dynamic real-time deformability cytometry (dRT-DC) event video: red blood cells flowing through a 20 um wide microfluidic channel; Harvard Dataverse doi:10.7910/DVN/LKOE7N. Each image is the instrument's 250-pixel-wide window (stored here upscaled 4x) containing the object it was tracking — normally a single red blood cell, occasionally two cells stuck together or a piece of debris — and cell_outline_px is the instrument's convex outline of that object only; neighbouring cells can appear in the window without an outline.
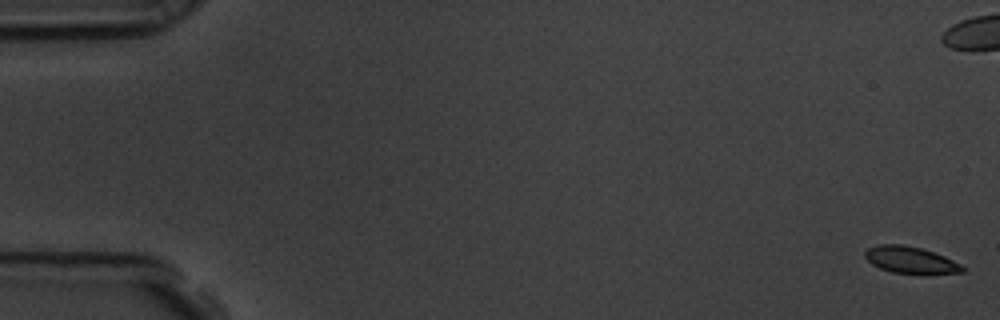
{"species": "common noctule bat (a hibernating species)", "species_latin": "Nyctalus noctula", "temperature_condition": "room temperature", "stored_images_in_passage": 59, "camera_frame_rate_fps": 3000, "um_per_image_px": 0.085, "animal": {"sex": "male", "body_mass_g": 19.5, "forearm_length_mm": 54.6}, "frame": {"image": 1, "passage_image": 1, "time_ms": 0.0, "image_size_px": [1000, 320], "cell_outline_px": [[964, 272], [924, 276], [920, 276], [892, 272], [880, 268], [872, 264], [864, 256], [864, 252], [868, 248], [880, 244], [904, 244], [924, 248], [944, 256], [960, 264], [964, 268]], "centroid_in_image_um": [77.43, 22.13], "position_along_channel_um": 7.6, "area_um2": 15.84}}
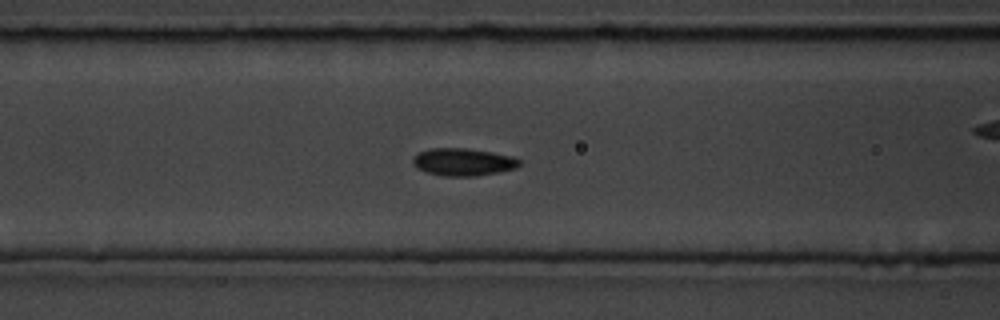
{"frame": {"image": 2, "passage_image": 24, "time_ms": 7.667, "image_size_px": [1000, 320], "cell_outline_px": [[520, 164], [516, 168], [500, 172], [476, 176], [444, 176], [428, 172], [416, 168], [412, 164], [412, 160], [420, 152], [432, 148], [464, 148], [492, 152], [512, 156], [520, 160]], "centroid_in_image_um": [39.38, 13.77], "position_along_channel_um": 127.2, "area_um2": 16.99}}
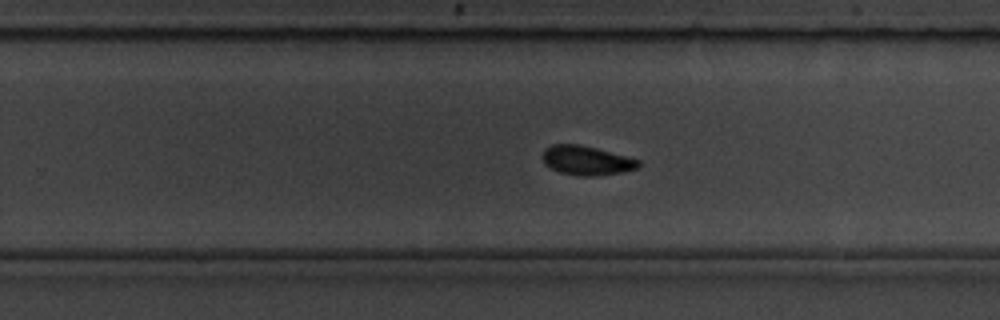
{"frame": {"image": 3, "passage_image": 37, "time_ms": 12.0, "image_size_px": [1000, 320], "cell_outline_px": [[640, 164], [636, 168], [620, 172], [596, 176], [580, 176], [560, 172], [544, 164], [540, 156], [544, 148], [552, 144], [580, 144], [596, 148], [640, 160]], "centroid_in_image_um": [49.79, 13.63], "position_along_channel_um": 280.0, "area_um2": 16.36}, "authors_computed_cell_mechanics": {"area_um2": 16.184, "velocity_mm_per_s": 3.5344, "shape_relaxation_time_tau1_ms": 2.0179, "shape_relaxation_time_tau2_ms": null, "deformation_change_tau1": 0.0909, "deformation_change_tau2": null}}